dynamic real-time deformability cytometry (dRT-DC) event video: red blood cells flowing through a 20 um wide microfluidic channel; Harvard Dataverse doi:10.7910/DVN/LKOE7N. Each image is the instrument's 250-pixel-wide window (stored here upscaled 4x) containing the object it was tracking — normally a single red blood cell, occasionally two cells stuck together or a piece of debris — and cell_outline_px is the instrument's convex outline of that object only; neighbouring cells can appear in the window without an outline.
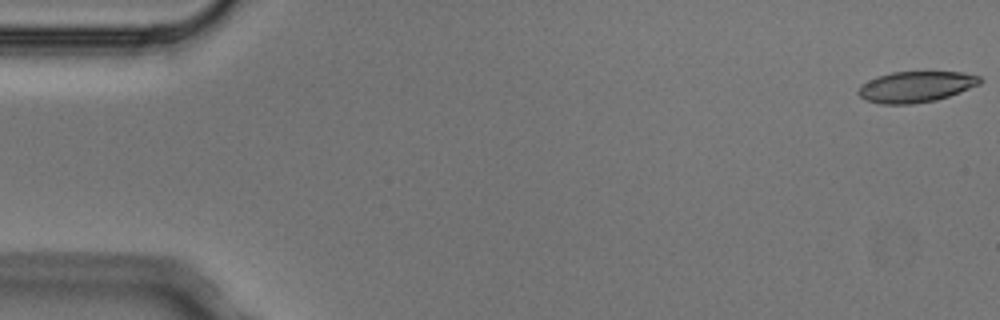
{"species": "Egyptian fruit bat (a non-hibernating species)", "species_latin": "Rousettus aegyptiacus", "temperature_condition": "cold", "stored_images_in_passage": 4, "camera_frame_rate_fps": 3000, "um_per_image_px": 0.085, "animal": {"sex": "male"}, "frame": {"image": 1, "passage_image": 1, "time_ms": 0.0, "image_size_px": [1000, 320], "cell_outline_px": [[984, 80], [980, 84], [948, 96], [936, 100], [912, 104], [880, 104], [868, 100], [860, 96], [856, 92], [860, 84], [876, 76], [892, 72], [964, 72], [980, 76]], "centroid_in_image_um": [77.84, 7.37], "position_along_channel_um": 7.2, "area_um2": 22.02}}